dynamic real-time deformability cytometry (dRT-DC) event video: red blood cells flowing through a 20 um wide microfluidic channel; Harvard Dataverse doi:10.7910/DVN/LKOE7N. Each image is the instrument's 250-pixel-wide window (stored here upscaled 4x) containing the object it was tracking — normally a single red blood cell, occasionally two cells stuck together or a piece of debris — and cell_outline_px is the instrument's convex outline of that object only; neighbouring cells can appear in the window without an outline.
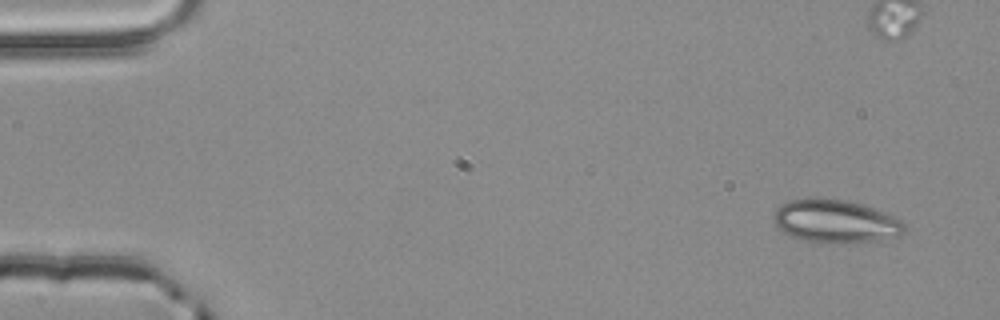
{"species": "common noctule bat (a hibernating species)", "species_latin": "Nyctalus noctula", "temperature_condition": "room temperature", "stored_images_in_passage": 53, "camera_frame_rate_fps": 3000, "um_per_image_px": 0.085, "animal": {"sex": "male", "body_mass_g": 20.4}, "frame": {"image": 1, "passage_image": 1, "time_ms": 0.0, "image_size_px": [1000, 320], "cell_outline_px": [[904, 232], [900, 236], [856, 244], [844, 244], [804, 240], [792, 236], [784, 232], [772, 220], [772, 216], [776, 208], [780, 204], [788, 200], [808, 196], [812, 196], [848, 200], [872, 208], [892, 216], [900, 220], [904, 224]], "centroid_in_image_um": [70.97, 18.79], "position_along_channel_um": 14.0, "area_um2": 33.35}}
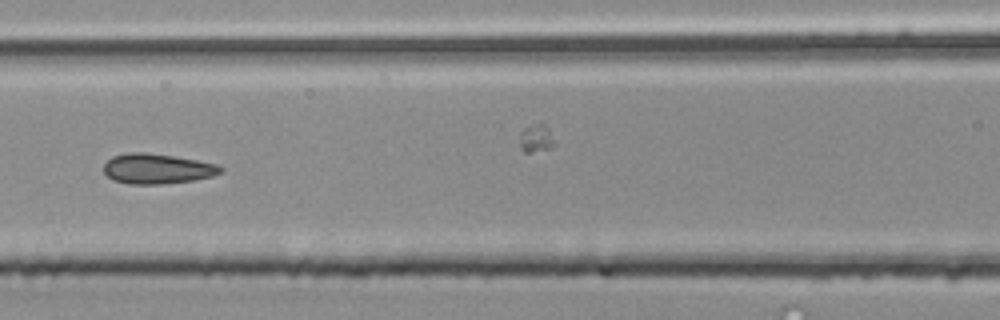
{"frame": {"image": 2, "passage_image": 22, "time_ms": 7.0, "image_size_px": [1000, 320], "cell_outline_px": [[224, 172], [212, 176], [192, 180], [164, 184], [128, 184], [112, 180], [104, 172], [104, 164], [112, 156], [128, 152], [148, 152], [196, 160], [216, 164], [224, 168]], "centroid_in_image_um": [13.35, 14.34], "position_along_channel_um": 153.3, "area_um2": 20.58}}
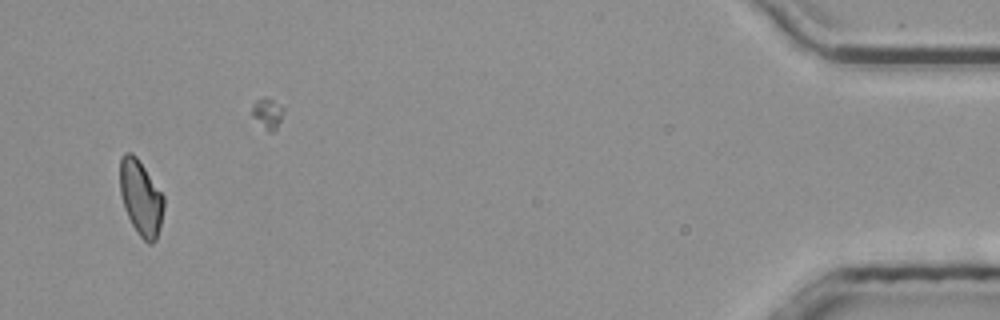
{"frame": {"image": 3, "passage_image": 50, "time_ms": 16.333, "image_size_px": [1000, 320], "cell_outline_px": [[164, 208], [160, 228], [156, 240], [152, 244], [148, 244], [140, 236], [132, 224], [124, 208], [120, 192], [120, 160], [124, 152], [132, 152], [136, 156], [164, 196]], "centroid_in_image_um": [11.97, 16.82], "position_along_channel_um": 423.2, "area_um2": 19.19}, "authors_computed_cell_mechanics": {"area_um2": 20.1722, "velocity_mm_per_s": 3.8371, "shape_relaxation_time_tau1_ms": null, "shape_relaxation_time_tau2_ms": 1.2632, "deformation_change_tau1": null, "deformation_change_tau2": 0.0848}}